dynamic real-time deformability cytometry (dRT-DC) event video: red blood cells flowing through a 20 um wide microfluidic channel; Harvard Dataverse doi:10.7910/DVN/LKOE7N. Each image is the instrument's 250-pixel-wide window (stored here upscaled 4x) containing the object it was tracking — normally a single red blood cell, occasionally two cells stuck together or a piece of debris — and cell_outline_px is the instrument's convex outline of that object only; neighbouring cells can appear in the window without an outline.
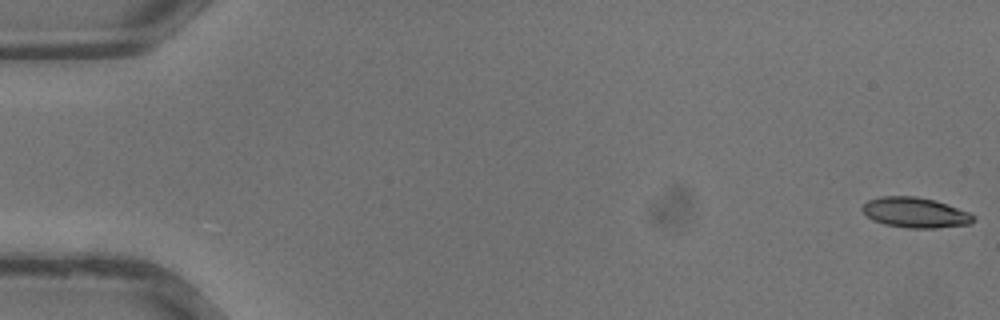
{"species": "common noctule bat (a hibernating species)", "species_latin": "Nyctalus noctula", "temperature_condition": "warm", "stored_images_in_passage": 36, "camera_frame_rate_fps": 3000, "um_per_image_px": 0.085, "animal": {"sex": "male", "body_mass_g": 13.3}, "frame": {"image": 1, "passage_image": 1, "time_ms": 0.0, "image_size_px": [1000, 320], "cell_outline_px": [[976, 220], [968, 224], [936, 228], [908, 228], [884, 224], [872, 220], [860, 208], [868, 200], [880, 196], [916, 196], [932, 200], [968, 212], [976, 216]], "centroid_in_image_um": [77.77, 18.07], "position_along_channel_um": 7.2, "area_um2": 19.42}}
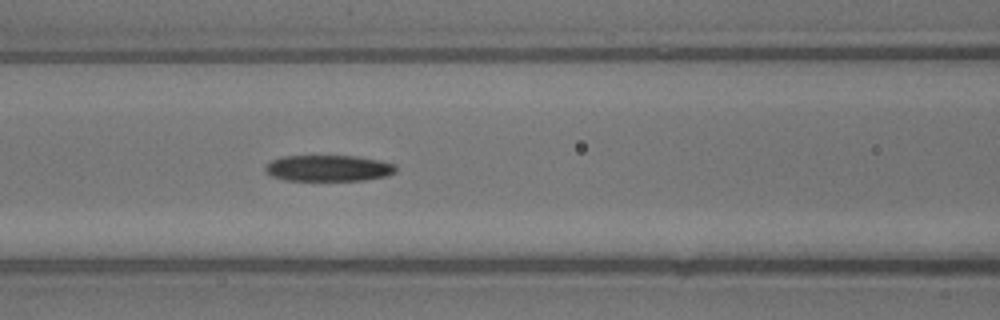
{"frame": {"image": 2, "passage_image": 16, "time_ms": 5.0, "image_size_px": [1000, 320], "cell_outline_px": [[396, 172], [388, 176], [364, 180], [284, 180], [272, 176], [264, 168], [272, 160], [280, 156], [356, 156], [380, 160], [396, 164]], "centroid_in_image_um": [27.96, 14.29], "position_along_channel_um": 138.6, "area_um2": 19.94}}
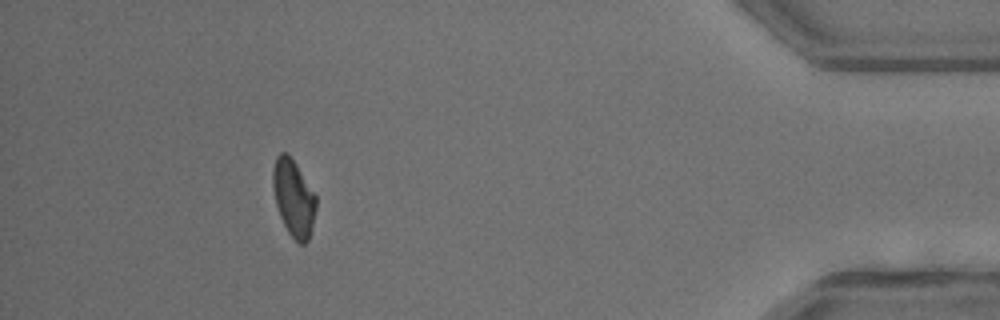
{"frame": {"image": 3, "passage_image": 33, "time_ms": 10.667, "image_size_px": [1000, 320], "cell_outline_px": [[316, 208], [308, 240], [304, 244], [300, 244], [288, 232], [280, 216], [276, 204], [272, 184], [272, 168], [276, 156], [280, 152], [288, 152], [296, 164], [316, 196]], "centroid_in_image_um": [24.93, 16.78], "position_along_channel_um": 410.3, "area_um2": 19.19}}